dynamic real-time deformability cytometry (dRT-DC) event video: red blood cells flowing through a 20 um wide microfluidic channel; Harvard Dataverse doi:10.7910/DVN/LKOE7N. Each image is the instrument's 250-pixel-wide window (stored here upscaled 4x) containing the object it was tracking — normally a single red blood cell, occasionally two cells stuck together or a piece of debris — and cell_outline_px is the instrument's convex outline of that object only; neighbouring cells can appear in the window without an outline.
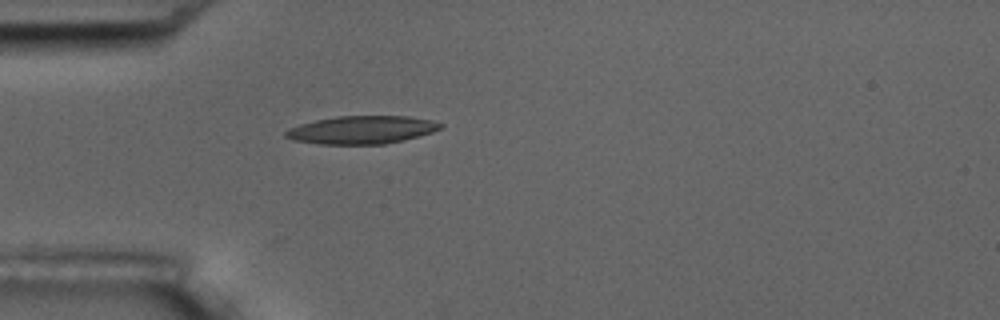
{"species": "common noctule bat (a hibernating species)", "species_latin": "Nyctalus noctula", "temperature_condition": "room temperature", "stored_images_in_passage": 1, "camera_frame_rate_fps": 3000, "um_per_image_px": 0.085, "animal": {"sex": "male", "body_mass_g": 17.5, "forearm_length_mm": 52.3}, "frame": {"image": 1, "passage_image": 1, "time_ms": 0.0, "image_size_px": [1000, 320], "cell_outline_px": [[444, 128], [432, 132], [384, 144], [320, 144], [292, 140], [284, 136], [284, 132], [288, 128], [300, 124], [316, 120], [336, 116], [408, 116], [432, 120], [444, 124]], "centroid_in_image_um": [30.73, 11.03], "position_along_channel_um": 54.3, "area_um2": 25.2}}